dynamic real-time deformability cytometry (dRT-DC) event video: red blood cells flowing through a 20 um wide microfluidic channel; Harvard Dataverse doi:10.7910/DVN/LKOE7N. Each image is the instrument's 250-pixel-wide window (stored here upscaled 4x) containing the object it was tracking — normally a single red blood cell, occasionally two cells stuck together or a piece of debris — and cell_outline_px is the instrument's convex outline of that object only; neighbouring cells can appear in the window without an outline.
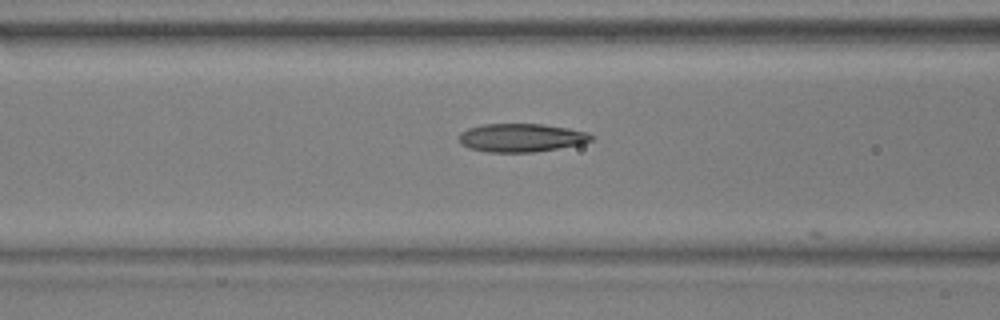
{"species": "common noctule bat (a hibernating species)", "species_latin": "Nyctalus noctula", "temperature_condition": "warm", "stored_images_in_passage": 34, "camera_frame_rate_fps": 3000, "um_per_image_px": 0.085, "animal": {"sex": "male", "body_mass_g": 17.9, "forearm_length_mm": 54.2}, "frame": {"image": 1, "passage_image": 3, "time_ms": 0.667, "image_size_px": [1000, 320], "cell_outline_px": [[592, 140], [580, 144], [532, 152], [488, 152], [468, 148], [460, 144], [460, 132], [468, 128], [484, 124], [544, 124], [568, 128], [588, 132], [592, 136]], "centroid_in_image_um": [44.28, 11.7], "position_along_channel_um": 122.3, "area_um2": 21.73}}
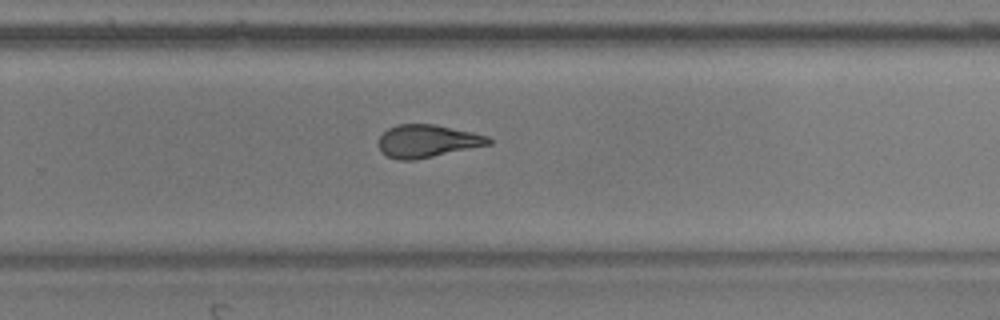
{"frame": {"image": 2, "passage_image": 17, "time_ms": 5.333, "image_size_px": [1000, 320], "cell_outline_px": [[492, 144], [412, 160], [396, 160], [380, 152], [376, 144], [380, 136], [388, 128], [400, 124], [436, 124], [472, 132], [488, 136], [492, 140]], "centroid_in_image_um": [36.29, 11.99], "position_along_channel_um": 293.5, "area_um2": 21.04}}
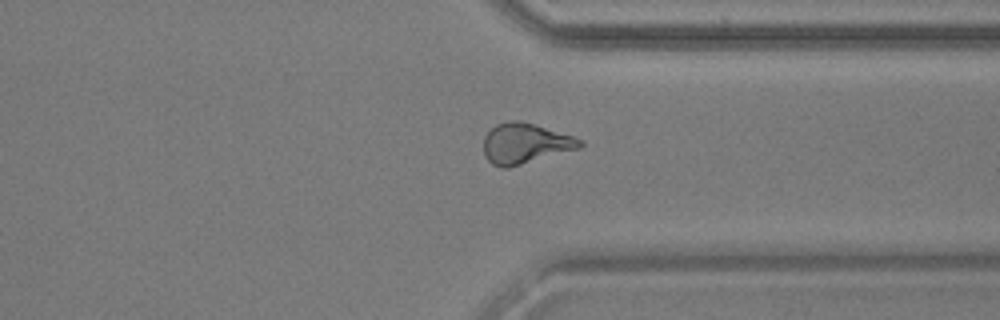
{"frame": {"image": 3, "passage_image": 23, "time_ms": 7.333, "image_size_px": [1000, 320], "cell_outline_px": [[584, 144], [580, 148], [508, 168], [500, 168], [492, 164], [484, 156], [484, 136], [496, 124], [512, 120], [520, 120], [572, 136], [584, 140]], "centroid_in_image_um": [44.63, 12.2], "position_along_channel_um": 366.8, "area_um2": 22.6}}